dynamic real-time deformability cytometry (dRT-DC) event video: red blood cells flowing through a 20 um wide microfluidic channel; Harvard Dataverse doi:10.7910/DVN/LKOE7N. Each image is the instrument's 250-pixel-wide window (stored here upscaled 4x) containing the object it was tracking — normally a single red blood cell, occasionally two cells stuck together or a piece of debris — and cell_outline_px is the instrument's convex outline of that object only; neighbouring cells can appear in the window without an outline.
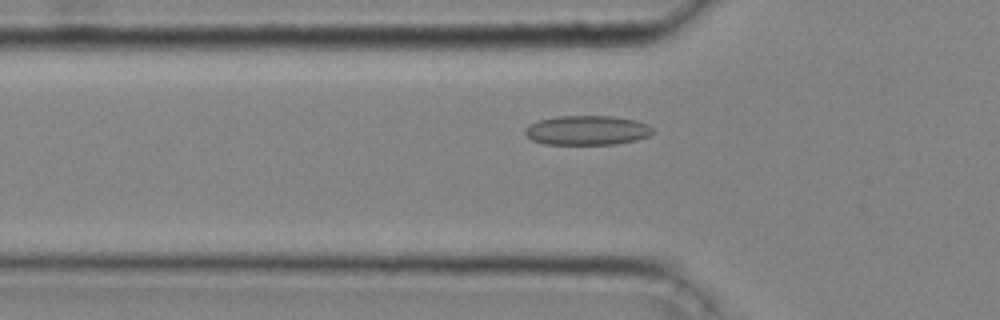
{"species": "common noctule bat (a hibernating species)", "species_latin": "Nyctalus noctula", "temperature_condition": "cold", "stored_images_in_passage": 30, "camera_frame_rate_fps": 3000, "um_per_image_px": 0.085, "animal": {"sex": "male", "body_mass_g": 20.4}, "frame": {"image": 1, "passage_image": 5, "time_ms": 1.333, "image_size_px": [1000, 320], "cell_outline_px": [[652, 132], [648, 136], [636, 140], [616, 144], [544, 144], [532, 140], [524, 132], [524, 128], [528, 124], [540, 120], [556, 116], [612, 116], [636, 120], [648, 124], [652, 128]], "centroid_in_image_um": [49.88, 11.07], "position_along_channel_um": 75.9, "area_um2": 21.96}}
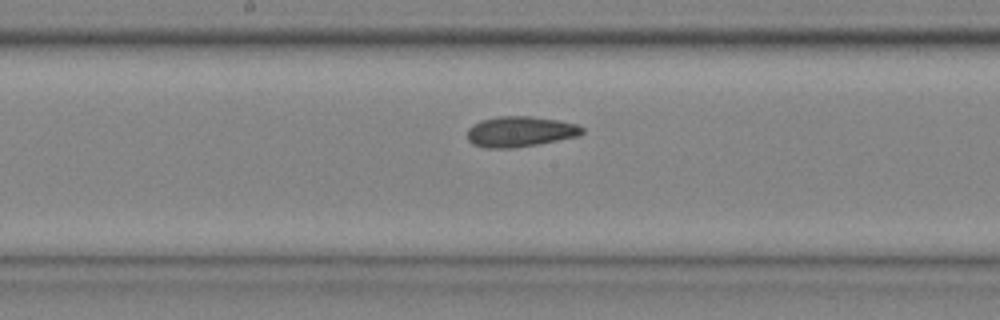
{"frame": {"image": 2, "passage_image": 14, "time_ms": 4.333, "image_size_px": [1000, 320], "cell_outline_px": [[584, 132], [580, 136], [536, 144], [512, 148], [484, 148], [472, 144], [468, 140], [468, 128], [472, 124], [480, 120], [500, 116], [532, 116], [560, 120], [576, 124], [584, 128]], "centroid_in_image_um": [44.21, 11.18], "position_along_channel_um": 204.0, "area_um2": 20.58}}
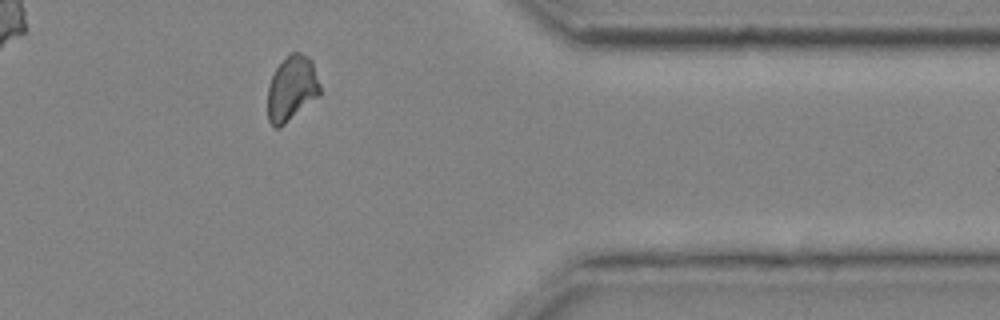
{"frame": {"image": 3, "passage_image": 28, "time_ms": 9.0, "image_size_px": [1000, 320], "cell_outline_px": [[320, 96], [280, 128], [276, 128], [268, 120], [268, 88], [272, 76], [276, 68], [292, 52], [300, 52], [308, 56], [312, 60], [320, 84]], "centroid_in_image_um": [24.82, 7.53], "position_along_channel_um": 386.6, "area_um2": 19.88}, "authors_computed_cell_mechanics": {"area_um2": 20.2878, "velocity_mm_per_s": 4.2669, "shape_relaxation_time_tau1_ms": 9.717, "shape_relaxation_time_tau2_ms": 2.3098, "deformation_change_tau1": 0.1474, "deformation_change_tau2": 0.0824}}